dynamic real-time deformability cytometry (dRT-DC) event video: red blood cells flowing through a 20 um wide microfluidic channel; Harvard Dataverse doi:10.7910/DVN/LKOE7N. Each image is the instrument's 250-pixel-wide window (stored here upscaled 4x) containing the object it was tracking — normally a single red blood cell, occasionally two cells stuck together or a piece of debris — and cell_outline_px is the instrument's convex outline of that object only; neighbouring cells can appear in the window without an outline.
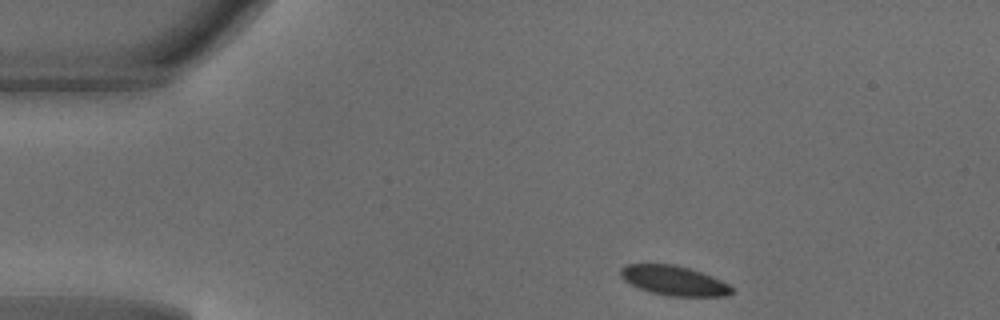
{"species": "common noctule bat (a hibernating species)", "species_latin": "Nyctalus noctula", "temperature_condition": "warm", "stored_images_in_passage": 41, "camera_frame_rate_fps": 3000, "um_per_image_px": 0.085, "animal": {"sex": "male", "body_mass_g": 18.8}, "frame": {"image": 1, "passage_image": 1, "time_ms": 0.0, "image_size_px": [1000, 320], "cell_outline_px": [[736, 292], [728, 296], [668, 296], [652, 292], [628, 284], [620, 276], [620, 268], [628, 264], [676, 264], [712, 276], [728, 284]], "centroid_in_image_um": [57.29, 23.85], "position_along_channel_um": 27.7, "area_um2": 19.25}}
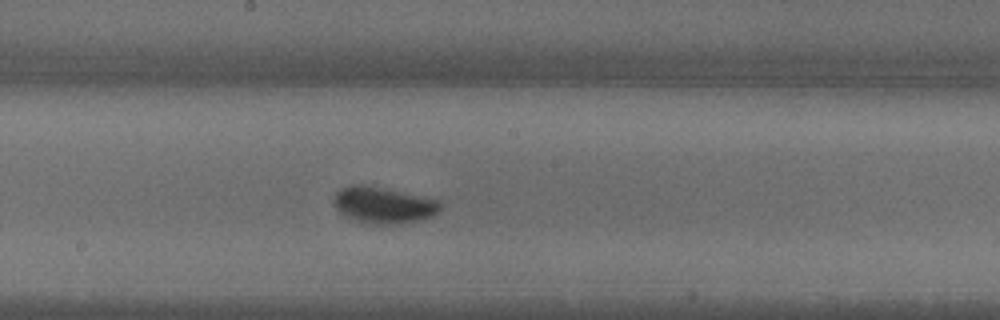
{"frame": {"image": 2, "passage_image": 19, "time_ms": 6.0, "image_size_px": [1000, 320], "cell_outline_px": [[440, 208], [432, 216], [416, 220], [396, 224], [372, 224], [348, 216], [340, 212], [336, 208], [332, 200], [336, 192], [340, 188], [352, 184], [360, 184], [440, 200]], "centroid_in_image_um": [32.55, 17.42], "position_along_channel_um": 215.6, "area_um2": 21.96}}
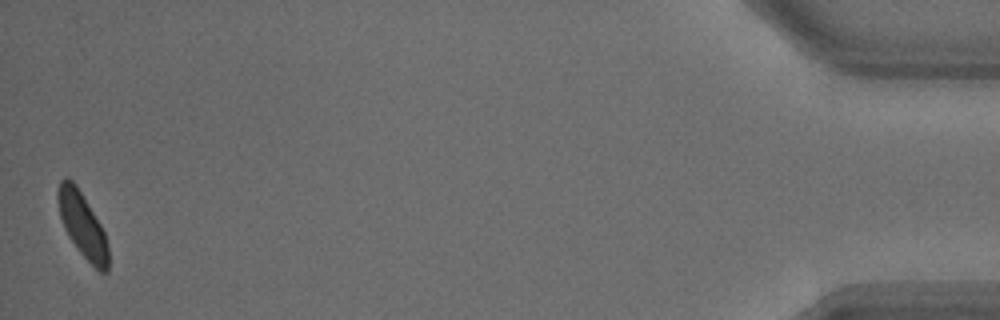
{"frame": {"image": 3, "passage_image": 41, "time_ms": 13.333, "image_size_px": [1000, 320], "cell_outline_px": [[108, 272], [100, 272], [80, 252], [68, 236], [60, 216], [56, 196], [56, 192], [60, 180], [68, 176], [76, 184], [100, 224], [104, 232], [108, 244]], "centroid_in_image_um": [6.99, 19.08], "position_along_channel_um": 428.2, "area_um2": 18.84}, "authors_computed_cell_mechanics": {"area_um2": 20.4034, "velocity_mm_per_s": 4.1352, "shape_relaxation_time_tau1_ms": 3.5543, "shape_relaxation_time_tau2_ms": null, "deformation_change_tau1": 0.1474, "deformation_change_tau2": null}}